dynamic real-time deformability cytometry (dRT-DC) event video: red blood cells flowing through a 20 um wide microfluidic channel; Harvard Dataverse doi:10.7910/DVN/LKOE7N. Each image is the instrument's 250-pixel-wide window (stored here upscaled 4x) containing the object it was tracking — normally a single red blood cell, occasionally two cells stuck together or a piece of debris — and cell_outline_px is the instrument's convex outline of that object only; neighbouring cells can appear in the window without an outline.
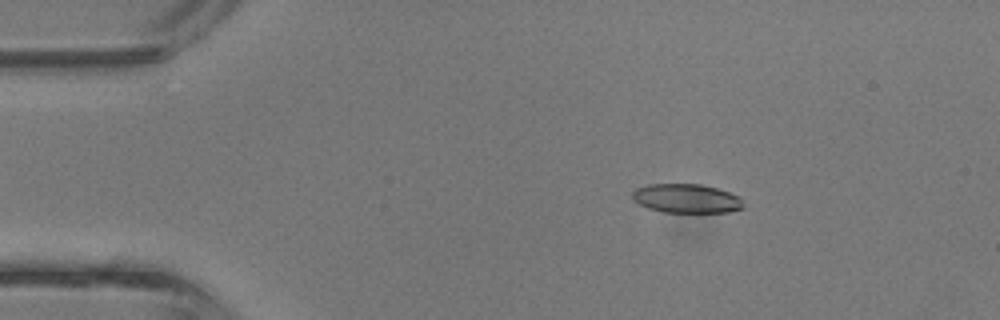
{"species": "common noctule bat (a hibernating species)", "species_latin": "Nyctalus noctula", "temperature_condition": "room temperature", "stored_images_in_passage": 43, "camera_frame_rate_fps": 3000, "um_per_image_px": 0.085, "animal": {"sex": "male", "body_mass_g": 13.3}, "frame": {"image": 1, "passage_image": 8, "time_ms": 2.333, "image_size_px": [1000, 320], "cell_outline_px": [[744, 208], [728, 212], [664, 212], [648, 208], [632, 200], [632, 192], [636, 188], [648, 184], [700, 184], [716, 188], [740, 196], [744, 204]], "centroid_in_image_um": [58.35, 16.87], "position_along_channel_um": 26.7, "area_um2": 18.84}}
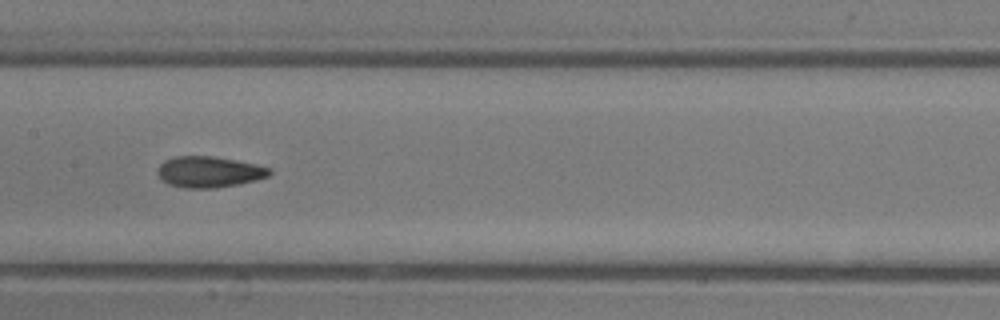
{"frame": {"image": 2, "passage_image": 22, "time_ms": 7.0, "image_size_px": [1000, 320], "cell_outline_px": [[272, 172], [268, 176], [256, 180], [240, 184], [216, 188], [180, 188], [168, 184], [160, 180], [156, 172], [160, 164], [164, 160], [176, 156], [212, 156], [236, 160], [256, 164], [272, 168]], "centroid_in_image_um": [17.75, 14.62], "position_along_channel_um": 189.6, "area_um2": 20.58}}
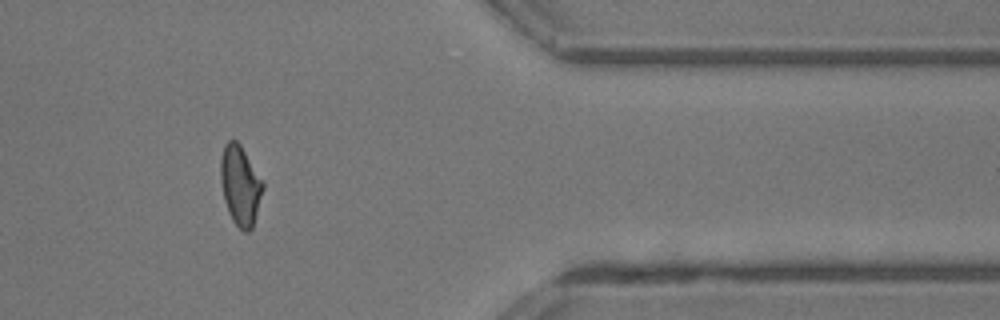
{"frame": {"image": 3, "passage_image": 36, "time_ms": 11.667, "image_size_px": [1000, 320], "cell_outline_px": [[264, 188], [252, 228], [248, 232], [244, 232], [232, 220], [228, 212], [224, 200], [220, 176], [220, 160], [224, 144], [228, 140], [236, 140], [240, 144], [264, 184]], "centroid_in_image_um": [20.4, 15.75], "position_along_channel_um": 391.0, "area_um2": 19.48}, "authors_computed_cell_mechanics": {"area_um2": 19.4786, "velocity_mm_per_s": 4.8408, "shape_relaxation_time_tau1_ms": 7.9424, "shape_relaxation_time_tau2_ms": 1.9526, "deformation_change_tau1": 0.2079, "deformation_change_tau2": 0.0905}}